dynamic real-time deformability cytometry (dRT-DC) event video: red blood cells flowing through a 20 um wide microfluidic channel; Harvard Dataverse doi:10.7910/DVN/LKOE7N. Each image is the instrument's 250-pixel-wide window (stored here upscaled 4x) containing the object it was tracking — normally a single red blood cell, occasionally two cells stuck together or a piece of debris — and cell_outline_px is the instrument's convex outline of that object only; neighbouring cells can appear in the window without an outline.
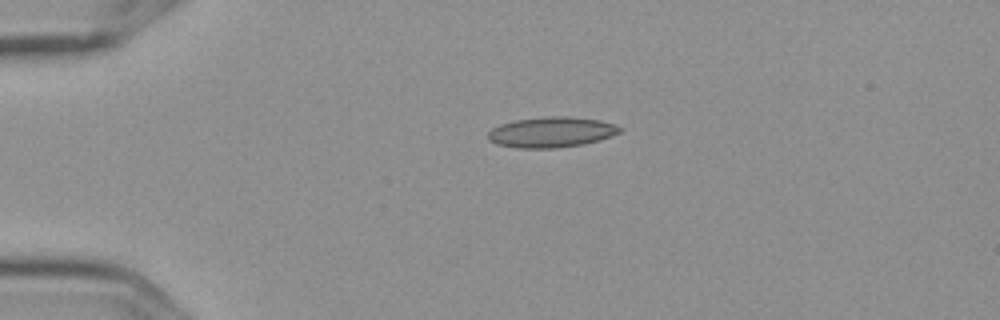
{"species": "Egyptian fruit bat (a non-hibernating species)", "species_latin": "Rousettus aegyptiacus", "temperature_condition": "cold", "stored_images_in_passage": 2, "camera_frame_rate_fps": 3000, "um_per_image_px": 0.085, "frame": {"image": 1, "passage_image": 1, "time_ms": 0.0, "image_size_px": [1000, 320], "cell_outline_px": [[624, 128], [620, 132], [612, 136], [600, 140], [584, 144], [556, 148], [520, 148], [496, 144], [488, 140], [488, 132], [492, 128], [500, 124], [516, 120], [548, 116], [568, 116], [600, 120]], "centroid_in_image_um": [46.87, 11.23], "position_along_channel_um": 38.1, "area_um2": 23.47}}